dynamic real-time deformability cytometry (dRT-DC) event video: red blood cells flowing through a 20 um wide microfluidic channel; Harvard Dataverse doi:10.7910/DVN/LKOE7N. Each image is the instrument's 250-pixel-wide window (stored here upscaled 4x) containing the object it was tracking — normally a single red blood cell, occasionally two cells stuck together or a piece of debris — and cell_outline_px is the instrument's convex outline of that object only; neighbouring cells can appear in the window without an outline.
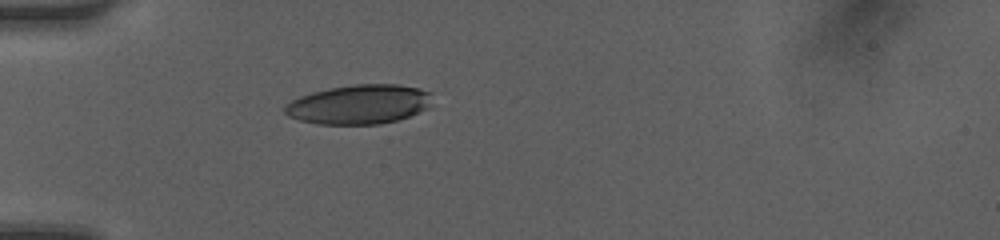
{"species": "human", "species_latin": "Homo sapiens", "temperature_condition": "room temperature", "stored_images_in_passage": 35, "camera_frame_rate_fps": 3000, "um_per_image_px": 0.085, "donor": {"sex": "female"}, "frame": {"image": 1, "passage_image": 1, "time_ms": 0.0, "image_size_px": [1000, 240], "cell_outline_px": [[432, 92], [428, 108], [408, 116], [396, 120], [380, 124], [320, 124], [300, 120], [288, 116], [284, 112], [284, 108], [292, 100], [300, 96], [312, 92], [332, 88], [356, 84], [396, 84], [420, 88]], "centroid_in_image_um": [30.54, 8.87], "position_along_channel_um": 54.5, "area_um2": 33.58}}
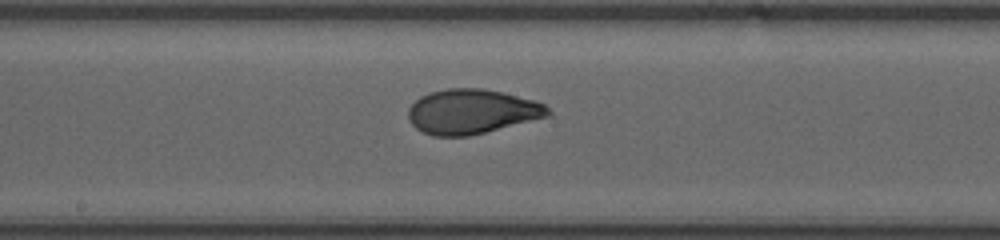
{"frame": {"image": 2, "passage_image": 13, "time_ms": 4.0, "image_size_px": [1000, 240], "cell_outline_px": [[552, 116], [468, 136], [432, 136], [416, 128], [408, 120], [408, 108], [420, 96], [428, 92], [448, 88], [480, 88], [504, 92], [532, 100], [544, 104], [552, 112]], "centroid_in_image_um": [40.1, 9.48], "position_along_channel_um": 208.1, "area_um2": 36.53}}
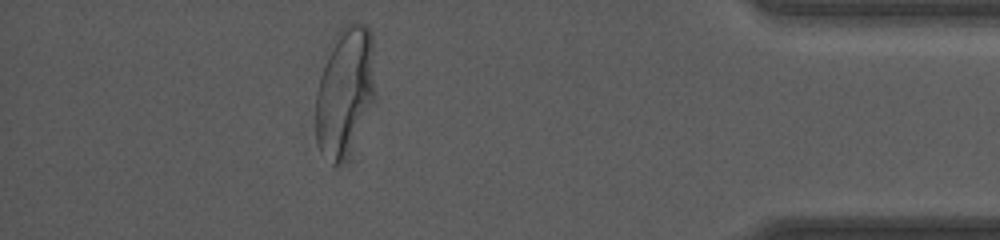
{"frame": {"image": 3, "passage_image": 30, "time_ms": 9.667, "image_size_px": [1000, 240], "cell_outline_px": [[376, 96], [340, 164], [332, 164], [320, 152], [316, 140], [316, 92], [320, 76], [336, 32], [344, 24], [356, 20], [364, 24], [372, 32]], "centroid_in_image_um": [29.32, 7.66], "position_along_channel_um": 405.9, "area_um2": 44.27}, "authors_computed_cell_mechanics": {"area_um2": 36.4718, "velocity_mm_per_s": 4.1801, "shape_relaxation_time_tau1_ms": 4.15, "shape_relaxation_time_tau2_ms": 0.8045, "deformation_change_tau1": 0.181, "deformation_change_tau2": 0.0565}}